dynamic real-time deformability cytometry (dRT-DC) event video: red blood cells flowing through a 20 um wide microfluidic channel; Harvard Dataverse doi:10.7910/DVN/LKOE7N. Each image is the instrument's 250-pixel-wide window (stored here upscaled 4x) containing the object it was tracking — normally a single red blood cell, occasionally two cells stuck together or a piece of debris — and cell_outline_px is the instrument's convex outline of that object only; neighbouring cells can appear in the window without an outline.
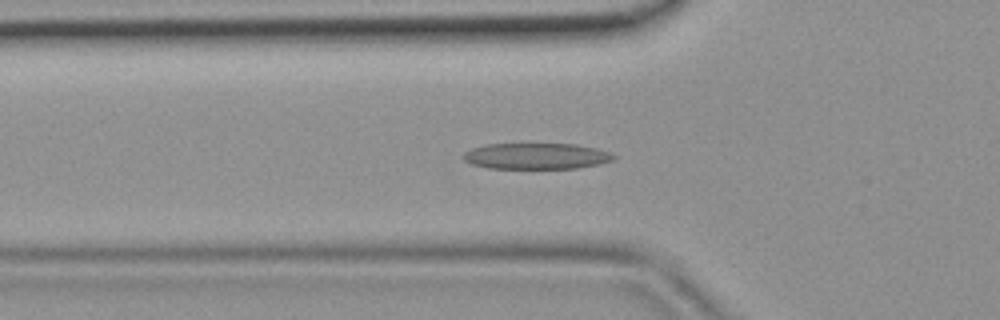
{"species": "common noctule bat (a hibernating species)", "species_latin": "Nyctalus noctula", "temperature_condition": "room temperature", "stored_images_in_passage": 44, "camera_frame_rate_fps": 3000, "um_per_image_px": 0.085, "animal": {"sex": "female", "body_mass_g": 19.9}, "frame": {"image": 1, "passage_image": 15, "time_ms": 4.667, "image_size_px": [1000, 320], "cell_outline_px": [[616, 156], [612, 160], [600, 164], [576, 168], [488, 168], [472, 164], [464, 160], [460, 156], [464, 152], [472, 148], [484, 144], [576, 144], [596, 148], [608, 152]], "centroid_in_image_um": [45.54, 13.26], "position_along_channel_um": 80.3, "area_um2": 22.83}}
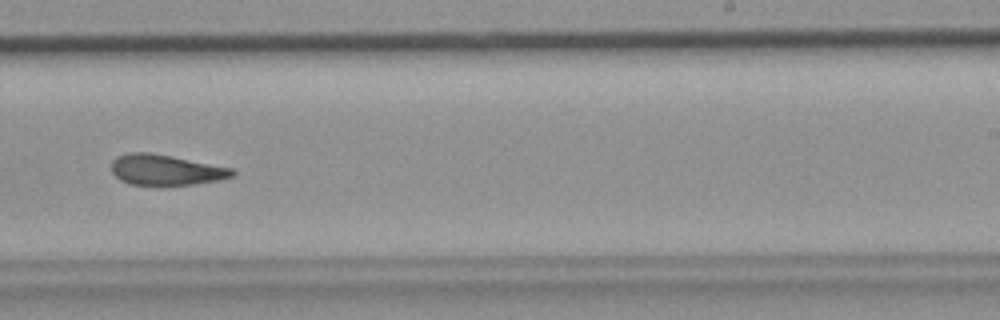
{"frame": {"image": 2, "passage_image": 28, "time_ms": 9.0, "image_size_px": [1000, 320], "cell_outline_px": [[236, 176], [220, 180], [192, 184], [128, 184], [120, 180], [112, 172], [112, 160], [116, 156], [132, 152], [148, 152], [172, 156], [232, 168], [236, 172]], "centroid_in_image_um": [14.1, 14.43], "position_along_channel_um": 274.9, "area_um2": 21.39}}
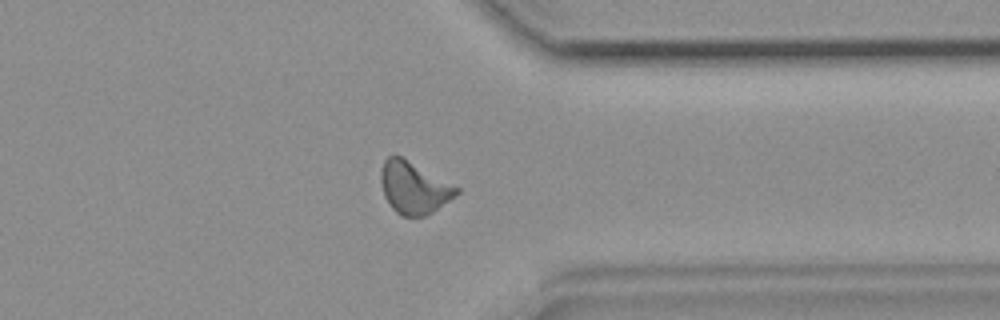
{"frame": {"image": 3, "passage_image": 35, "time_ms": 11.333, "image_size_px": [1000, 320], "cell_outline_px": [[460, 192], [456, 196], [432, 212], [424, 216], [400, 216], [392, 208], [384, 196], [380, 180], [380, 172], [384, 160], [388, 156], [400, 156], [460, 188]], "centroid_in_image_um": [35.16, 15.97], "position_along_channel_um": 376.2, "area_um2": 22.72}}